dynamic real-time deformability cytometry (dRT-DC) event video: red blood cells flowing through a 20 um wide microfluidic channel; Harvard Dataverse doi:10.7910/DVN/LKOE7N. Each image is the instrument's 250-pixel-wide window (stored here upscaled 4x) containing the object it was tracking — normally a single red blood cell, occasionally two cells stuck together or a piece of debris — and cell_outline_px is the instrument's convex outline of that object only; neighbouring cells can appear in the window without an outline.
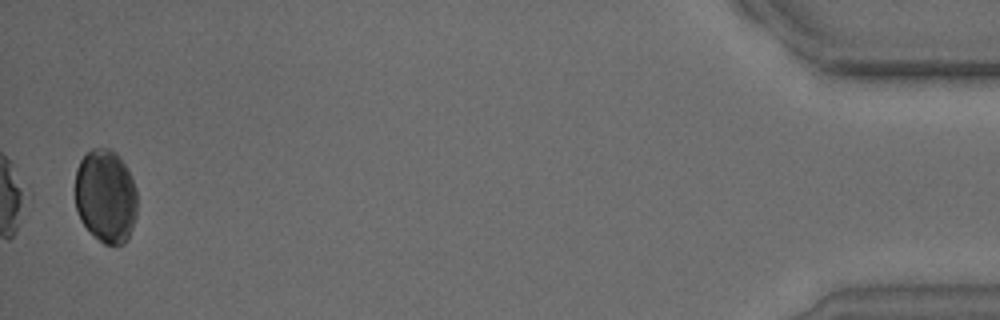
{"species": "common noctule bat (a hibernating species)", "species_latin": "Nyctalus noctula", "temperature_condition": "warm", "stored_images_in_passage": 17, "camera_frame_rate_fps": 3000, "um_per_image_px": 0.085, "animal": {"sex": "male", "body_mass_g": 15.6}, "frame": {"image": 1, "passage_image": 17, "time_ms": 21.0, "image_size_px": [1000, 320], "cell_outline_px": [[136, 216], [128, 240], [124, 244], [104, 244], [80, 220], [76, 208], [76, 168], [80, 160], [92, 148], [108, 148], [116, 152], [120, 156], [136, 188]], "centroid_in_image_um": [8.99, 16.66], "position_along_channel_um": 426.2, "area_um2": 33.64}}